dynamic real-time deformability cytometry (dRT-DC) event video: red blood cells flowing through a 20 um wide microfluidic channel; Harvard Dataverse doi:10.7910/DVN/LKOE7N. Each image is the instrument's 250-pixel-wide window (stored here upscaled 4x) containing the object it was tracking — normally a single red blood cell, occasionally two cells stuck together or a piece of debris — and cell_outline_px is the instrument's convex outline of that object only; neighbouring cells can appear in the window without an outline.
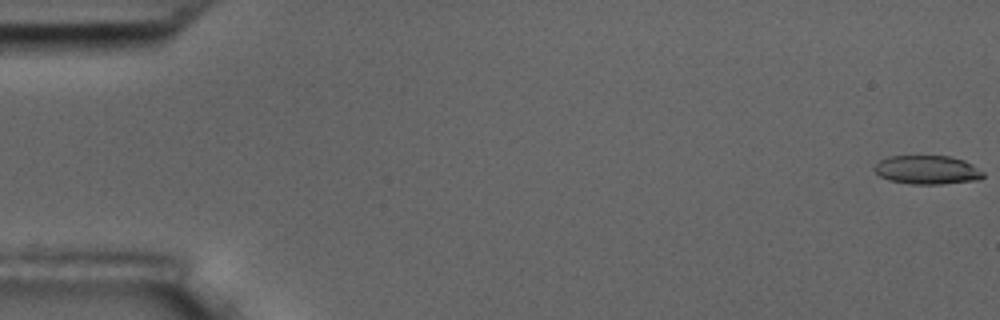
{"species": "common noctule bat (a hibernating species)", "species_latin": "Nyctalus noctula", "temperature_condition": "room temperature", "stored_images_in_passage": 9, "camera_frame_rate_fps": 3000, "um_per_image_px": 0.085, "animal": {"sex": "male", "body_mass_g": 17.5, "forearm_length_mm": 52.3}, "frame": {"image": 1, "passage_image": 1, "time_ms": 0.0, "image_size_px": [1000, 320], "cell_outline_px": [[984, 176], [980, 180], [940, 184], [912, 184], [888, 180], [880, 176], [872, 168], [880, 160], [888, 156], [952, 156], [964, 160], [972, 164], [984, 172]], "centroid_in_image_um": [78.83, 14.44], "position_along_channel_um": 6.2, "area_um2": 18.38}}
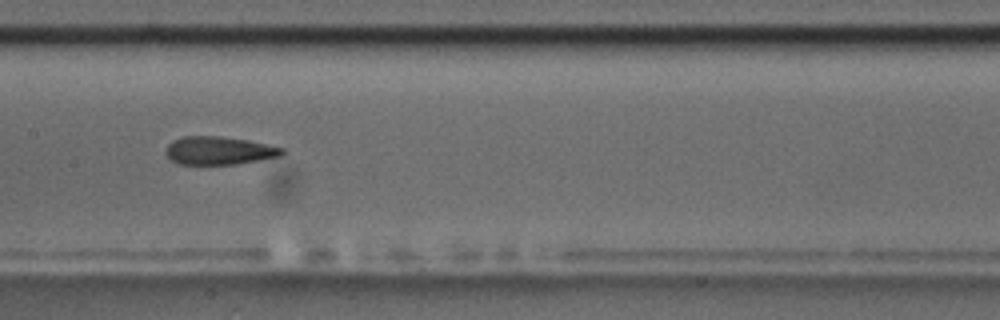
{"frame": {"image": 2, "passage_image": 9, "time_ms": 9.333, "image_size_px": [1000, 320], "cell_outline_px": [[284, 152], [280, 156], [260, 160], [236, 164], [180, 164], [172, 160], [164, 152], [164, 148], [172, 140], [184, 136], [220, 136], [248, 140], [284, 148]], "centroid_in_image_um": [18.59, 12.79], "position_along_channel_um": 188.8, "area_um2": 19.07}}